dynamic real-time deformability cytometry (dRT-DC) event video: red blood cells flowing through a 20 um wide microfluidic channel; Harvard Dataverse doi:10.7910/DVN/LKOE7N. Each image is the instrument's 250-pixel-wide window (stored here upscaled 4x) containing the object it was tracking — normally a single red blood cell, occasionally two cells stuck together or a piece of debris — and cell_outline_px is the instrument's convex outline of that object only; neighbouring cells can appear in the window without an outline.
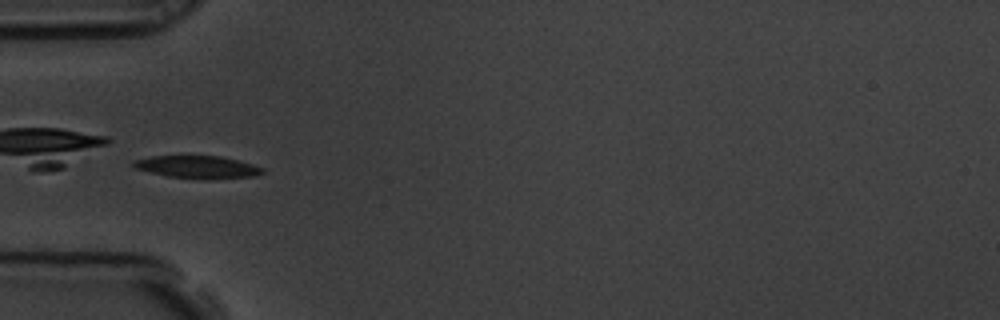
{"species": "common noctule bat (a hibernating species)", "species_latin": "Nyctalus noctula", "temperature_condition": "room temperature", "stored_images_in_passage": 10, "camera_frame_rate_fps": 3000, "um_per_image_px": 0.085, "animal": {"sex": "male", "body_mass_g": 19.5, "forearm_length_mm": 54.6}, "frame": {"image": 1, "passage_image": 6, "time_ms": 1.667, "image_size_px": [1000, 320], "cell_outline_px": [[264, 172], [256, 176], [212, 180], [204, 180], [168, 176], [132, 168], [132, 160], [152, 156], [220, 156], [252, 164], [264, 168]], "centroid_in_image_um": [16.79, 14.21], "position_along_channel_um": 68.2, "area_um2": 17.22}}